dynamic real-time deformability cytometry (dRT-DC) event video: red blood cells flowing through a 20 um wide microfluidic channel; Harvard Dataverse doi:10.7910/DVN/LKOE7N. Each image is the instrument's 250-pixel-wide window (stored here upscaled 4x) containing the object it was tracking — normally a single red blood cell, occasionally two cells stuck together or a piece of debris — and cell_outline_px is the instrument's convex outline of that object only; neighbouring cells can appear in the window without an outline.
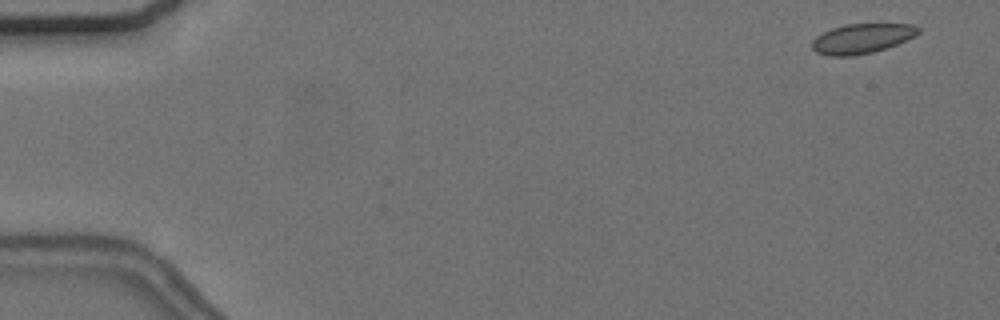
{"species": "common noctule bat (a hibernating species)", "species_latin": "Nyctalus noctula", "temperature_condition": "cold", "stored_images_in_passage": 55, "camera_frame_rate_fps": 3000, "um_per_image_px": 0.085, "animal": {"sex": "female", "body_mass_g": 24.6, "forearm_length_mm": 56.2}, "frame": {"image": 1, "passage_image": 2, "time_ms": 0.333, "image_size_px": [1000, 320], "cell_outline_px": [[920, 32], [896, 44], [872, 52], [852, 56], [828, 56], [816, 52], [812, 48], [812, 40], [816, 36], [832, 28], [844, 24], [912, 24], [920, 28]], "centroid_in_image_um": [73.21, 3.27], "position_along_channel_um": 11.8, "area_um2": 18.21}}
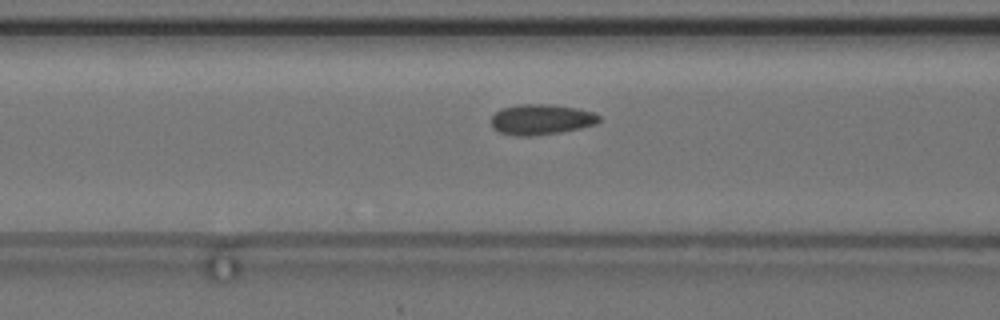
{"frame": {"image": 2, "passage_image": 22, "time_ms": 7.0, "image_size_px": [1000, 320], "cell_outline_px": [[600, 120], [596, 124], [580, 128], [560, 132], [532, 136], [516, 136], [500, 132], [492, 128], [492, 116], [500, 108], [516, 104], [552, 104], [576, 108], [592, 112], [600, 116]], "centroid_in_image_um": [45.98, 10.15], "position_along_channel_um": 120.6, "area_um2": 19.25}}
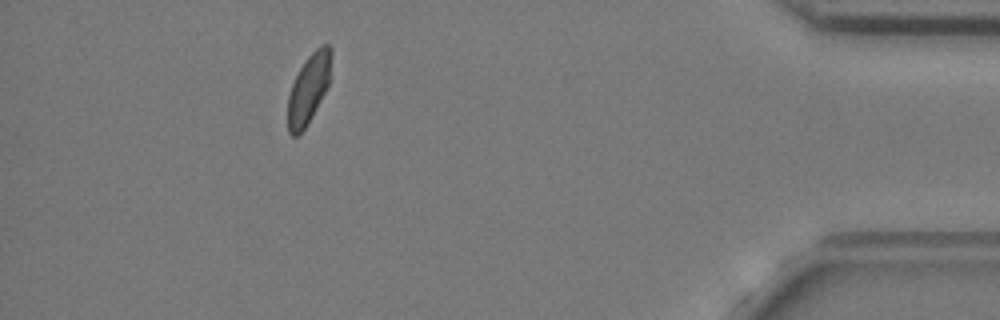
{"frame": {"image": 3, "passage_image": 50, "time_ms": 16.333, "image_size_px": [1000, 320], "cell_outline_px": [[332, 52], [328, 84], [308, 124], [296, 136], [292, 136], [288, 132], [288, 96], [292, 84], [304, 60], [320, 44], [328, 44], [332, 48]], "centroid_in_image_um": [26.23, 7.5], "position_along_channel_um": 409.0, "area_um2": 17.34}, "authors_computed_cell_mechanics": {"area_um2": 18.785, "velocity_mm_per_s": 3.6673, "shape_relaxation_time_tau1_ms": 2.7044, "shape_relaxation_time_tau2_ms": 1.1721, "deformation_change_tau1": 0.0504, "deformation_change_tau2": 0.0479}}